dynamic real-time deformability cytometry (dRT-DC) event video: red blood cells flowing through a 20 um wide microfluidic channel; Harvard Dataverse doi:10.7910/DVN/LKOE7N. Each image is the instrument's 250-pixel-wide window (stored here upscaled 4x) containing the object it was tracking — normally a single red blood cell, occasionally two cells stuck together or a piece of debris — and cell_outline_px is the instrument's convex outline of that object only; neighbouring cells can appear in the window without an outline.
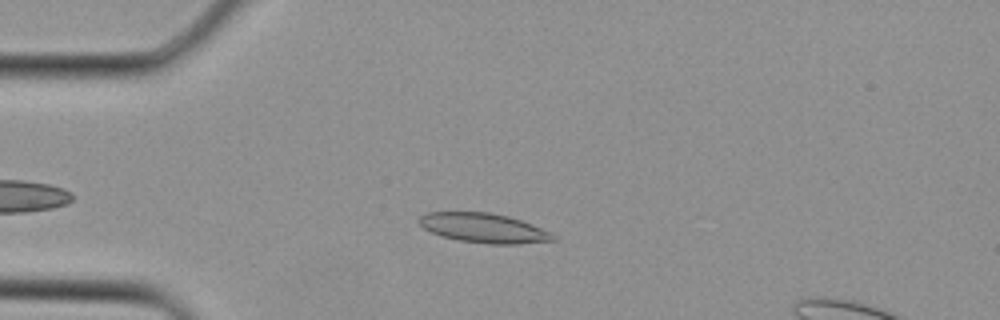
{"species": "Egyptian fruit bat (a non-hibernating species)", "species_latin": "Rousettus aegyptiacus", "temperature_condition": "cold", "stored_images_in_passage": 3, "camera_frame_rate_fps": 3000, "um_per_image_px": 0.085, "animal": {"sex": "female"}, "frame": {"image": 1, "passage_image": 2, "time_ms": 0.333, "image_size_px": [1000, 320], "cell_outline_px": [[556, 240], [516, 244], [488, 244], [456, 240], [432, 232], [424, 228], [416, 220], [424, 212], [488, 212], [508, 216], [532, 224], [552, 232], [556, 236]], "centroid_in_image_um": [41.12, 19.38], "position_along_channel_um": 43.9, "area_um2": 23.12}}